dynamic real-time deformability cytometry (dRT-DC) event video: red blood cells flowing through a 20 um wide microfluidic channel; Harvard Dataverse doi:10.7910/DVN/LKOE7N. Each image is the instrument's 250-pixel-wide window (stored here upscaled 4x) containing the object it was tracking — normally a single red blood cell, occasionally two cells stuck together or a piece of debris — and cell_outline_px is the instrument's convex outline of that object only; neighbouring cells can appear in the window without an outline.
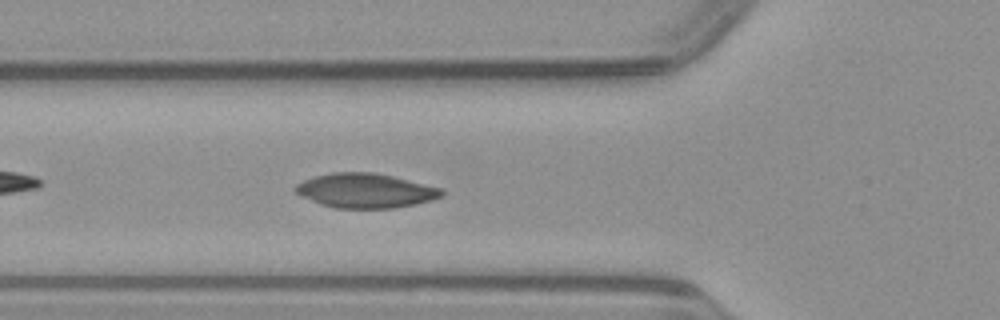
{"species": "common noctule bat (a hibernating species)", "species_latin": "Nyctalus noctula", "temperature_condition": "warm", "stored_images_in_passage": 48, "camera_frame_rate_fps": 3000, "um_per_image_px": 0.085, "animal": {"sex": "male", "body_mass_g": 23.1, "forearm_length_mm": 52.7}, "frame": {"image": 1, "passage_image": 16, "time_ms": 5.0, "image_size_px": [1000, 320], "cell_outline_px": [[444, 192], [440, 196], [432, 200], [416, 204], [392, 208], [336, 208], [320, 204], [300, 196], [292, 188], [296, 184], [304, 180], [316, 176], [332, 172], [372, 172], [392, 176], [444, 188]], "centroid_in_image_um": [31.05, 16.2], "position_along_channel_um": 94.7, "area_um2": 29.42}}
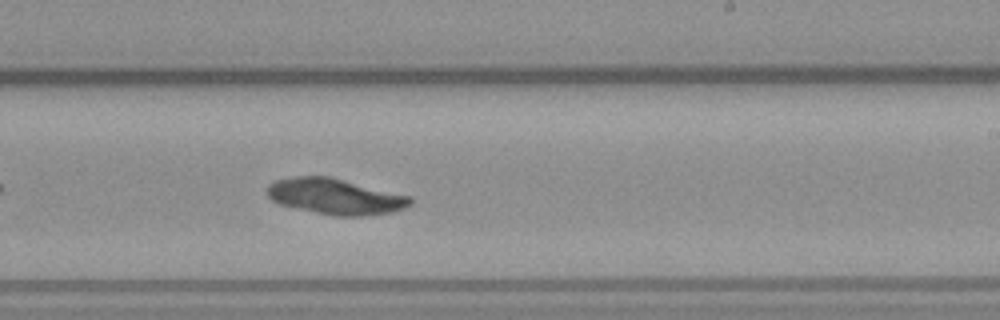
{"frame": {"image": 2, "passage_image": 28, "time_ms": 9.0, "image_size_px": [1000, 320], "cell_outline_px": [[412, 204], [404, 208], [392, 212], [364, 216], [332, 216], [280, 204], [272, 200], [268, 196], [268, 184], [276, 180], [296, 176], [332, 176], [412, 196]], "centroid_in_image_um": [28.55, 16.69], "position_along_channel_um": 260.5, "area_um2": 30.11}}
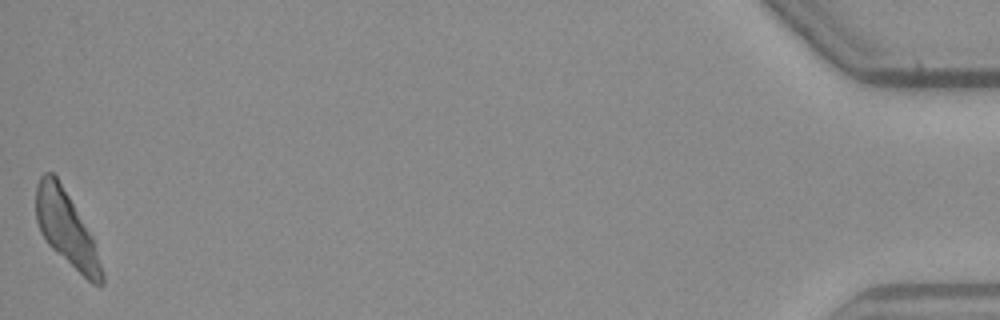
{"frame": {"image": 3, "passage_image": 48, "time_ms": 15.667, "image_size_px": [1000, 320], "cell_outline_px": [[104, 284], [92, 284], [52, 248], [48, 244], [40, 232], [36, 220], [36, 184], [40, 176], [44, 172], [52, 172], [56, 176], [92, 236], [104, 276]], "centroid_in_image_um": [5.62, 19.44], "position_along_channel_um": 429.6, "area_um2": 27.92}}